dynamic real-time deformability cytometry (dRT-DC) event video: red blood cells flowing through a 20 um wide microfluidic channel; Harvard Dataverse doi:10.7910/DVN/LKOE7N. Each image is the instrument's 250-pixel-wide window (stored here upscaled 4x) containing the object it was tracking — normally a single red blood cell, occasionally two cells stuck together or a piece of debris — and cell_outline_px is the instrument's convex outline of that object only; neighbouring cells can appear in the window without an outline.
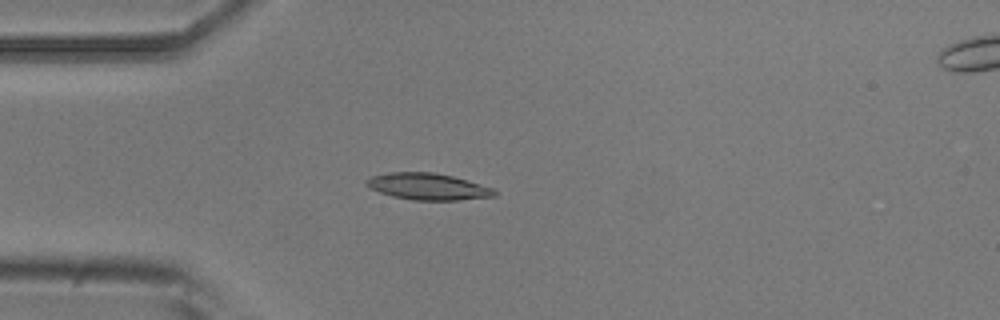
{"species": "common noctule bat (a hibernating species)", "species_latin": "Nyctalus noctula", "temperature_condition": "room temperature", "stored_images_in_passage": 6, "camera_frame_rate_fps": 3000, "um_per_image_px": 0.085, "animal": {"sex": "male", "body_mass_g": 20.5, "forearm_length_mm": 52.5}, "frame": {"image": 1, "passage_image": 5, "time_ms": 4.667, "image_size_px": [1000, 320], "cell_outline_px": [[496, 196], [460, 200], [412, 200], [392, 196], [368, 188], [364, 184], [364, 180], [372, 176], [392, 172], [432, 172], [452, 176], [492, 188], [496, 192]], "centroid_in_image_um": [36.31, 15.86], "position_along_channel_um": 48.7, "area_um2": 19.77}}